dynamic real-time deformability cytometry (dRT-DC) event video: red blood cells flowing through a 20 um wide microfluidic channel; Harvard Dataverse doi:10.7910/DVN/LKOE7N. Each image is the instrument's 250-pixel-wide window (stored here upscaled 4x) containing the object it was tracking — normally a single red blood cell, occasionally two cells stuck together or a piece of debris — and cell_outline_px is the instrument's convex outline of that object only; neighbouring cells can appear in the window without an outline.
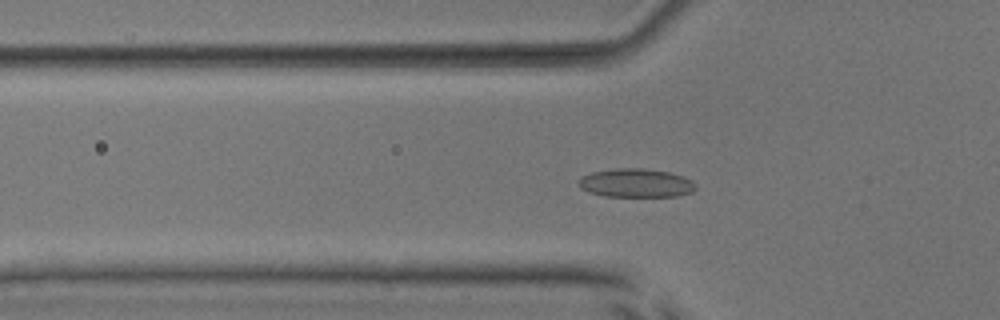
{"species": "common noctule bat (a hibernating species)", "species_latin": "Nyctalus noctula", "temperature_condition": "room temperature", "stored_images_in_passage": 53, "camera_frame_rate_fps": 3000, "um_per_image_px": 0.085, "animal": {"sex": "male", "body_mass_g": 17.9, "forearm_length_mm": 54.2}, "frame": {"image": 1, "passage_image": 18, "time_ms": 5.667, "image_size_px": [1000, 320], "cell_outline_px": [[696, 188], [692, 192], [676, 196], [604, 196], [588, 192], [580, 188], [576, 184], [584, 176], [592, 172], [616, 168], [644, 168], [668, 172], [692, 180], [696, 184]], "centroid_in_image_um": [54.04, 15.56], "position_along_channel_um": 71.8, "area_um2": 19.48}}
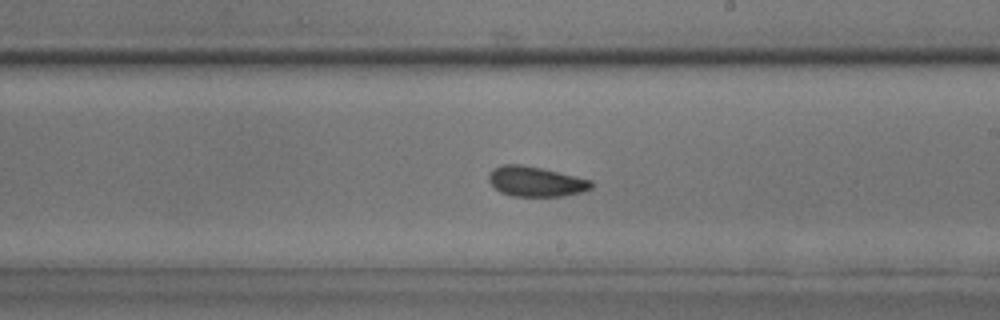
{"frame": {"image": 2, "passage_image": 31, "time_ms": 10.0, "image_size_px": [1000, 320], "cell_outline_px": [[592, 188], [580, 192], [564, 196], [512, 196], [500, 192], [488, 180], [488, 172], [492, 168], [504, 164], [520, 164], [540, 168], [592, 180]], "centroid_in_image_um": [45.5, 15.43], "position_along_channel_um": 243.5, "area_um2": 17.86}}
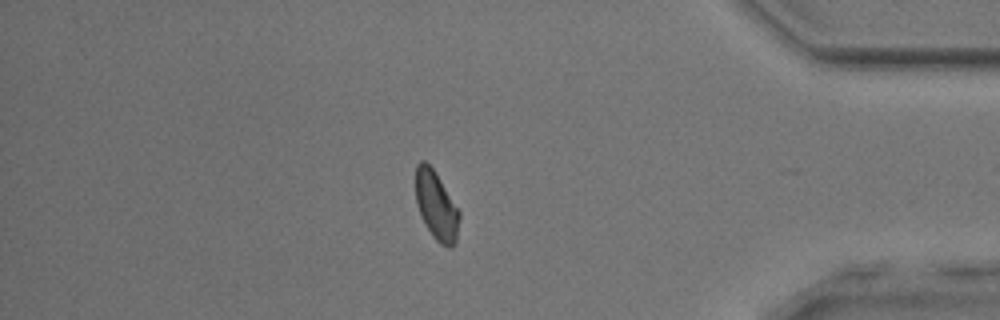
{"frame": {"image": 3, "passage_image": 45, "time_ms": 14.667, "image_size_px": [1000, 320], "cell_outline_px": [[460, 216], [456, 240], [452, 248], [448, 248], [440, 244], [432, 236], [416, 204], [416, 164], [420, 160], [424, 160], [432, 168], [460, 212]], "centroid_in_image_um": [37.09, 17.5], "position_along_channel_um": 398.1, "area_um2": 17.11}, "authors_computed_cell_mechanics": {"area_um2": 18.207, "velocity_mm_per_s": 3.9746, "shape_relaxation_time_tau1_ms": null, "shape_relaxation_time_tau2_ms": 3.8064, "deformation_change_tau1": null, "deformation_change_tau2": 0.0689}}